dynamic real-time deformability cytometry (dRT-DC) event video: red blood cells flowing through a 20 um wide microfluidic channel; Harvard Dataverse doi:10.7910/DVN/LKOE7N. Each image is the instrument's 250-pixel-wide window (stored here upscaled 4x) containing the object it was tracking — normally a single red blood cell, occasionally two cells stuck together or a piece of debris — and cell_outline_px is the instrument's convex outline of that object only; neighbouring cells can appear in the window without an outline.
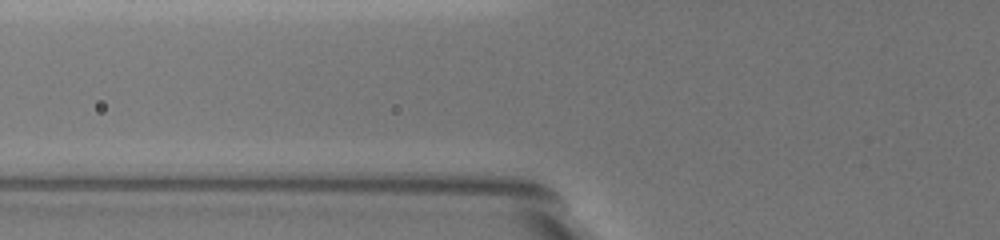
{"species": "common noctule bat (a hibernating species)", "species_latin": "Nyctalus noctula", "temperature_condition": "warm", "stored_images_in_passage": 4, "camera_frame_rate_fps": 3000, "um_per_image_px": 0.085, "animal": {"sex": "female", "body_mass_g": 19.5, "forearm_length_mm": 54.1}, "frame": {"image": 1, "passage_image": 2, "time_ms": 0.333, "image_size_px": [1000, 240], "cell_outline_px": [[704, 164], [688, 180], [628, 124], [608, 100], [596, 84], [604, 76], [616, 76], [644, 96], [700, 148]], "centroid_in_image_um": [55.5, 10.7], "position_along_channel_um": 70.3, "area_um2": 27.46}}